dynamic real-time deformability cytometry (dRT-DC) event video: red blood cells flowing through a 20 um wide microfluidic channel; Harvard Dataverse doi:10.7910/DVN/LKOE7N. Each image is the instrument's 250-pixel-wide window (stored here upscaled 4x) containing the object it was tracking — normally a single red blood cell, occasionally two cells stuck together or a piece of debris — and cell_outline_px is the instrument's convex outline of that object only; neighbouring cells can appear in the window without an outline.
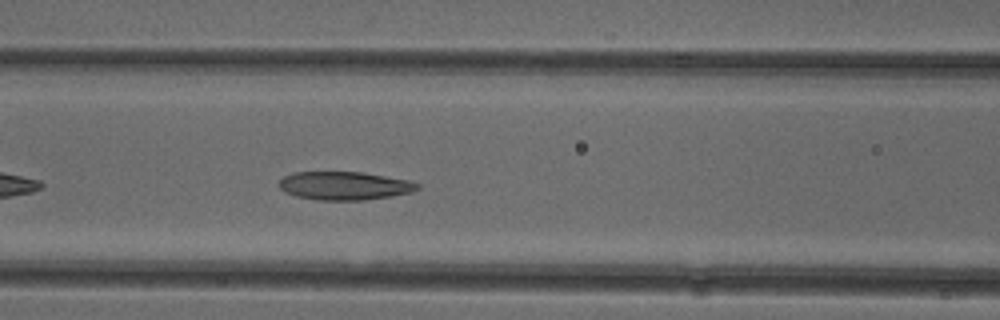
{"species": "common noctule bat (a hibernating species)", "species_latin": "Nyctalus noctula", "temperature_condition": "cold", "stored_images_in_passage": 31, "camera_frame_rate_fps": 3000, "um_per_image_px": 0.085, "animal": {"sex": "female"}, "frame": {"image": 1, "passage_image": 9, "time_ms": 2.667, "image_size_px": [1000, 320], "cell_outline_px": [[420, 188], [412, 192], [392, 196], [364, 200], [316, 200], [296, 196], [284, 192], [276, 184], [284, 176], [292, 172], [360, 172], [408, 180], [420, 184]], "centroid_in_image_um": [29.25, 15.79], "position_along_channel_um": 137.4, "area_um2": 22.95}}
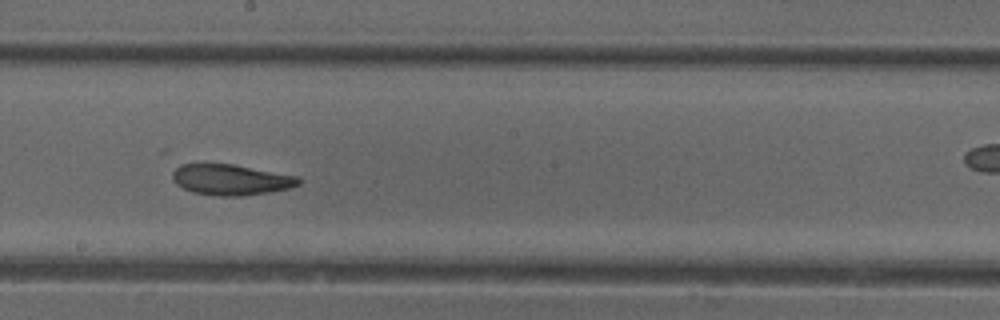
{"frame": {"image": 2, "passage_image": 16, "time_ms": 5.0, "image_size_px": [1000, 320], "cell_outline_px": [[304, 180], [300, 184], [288, 188], [268, 192], [240, 196], [216, 196], [192, 192], [176, 184], [172, 180], [172, 172], [180, 164], [232, 164], [300, 176]], "centroid_in_image_um": [19.65, 15.27], "position_along_channel_um": 228.6, "area_um2": 22.72}}
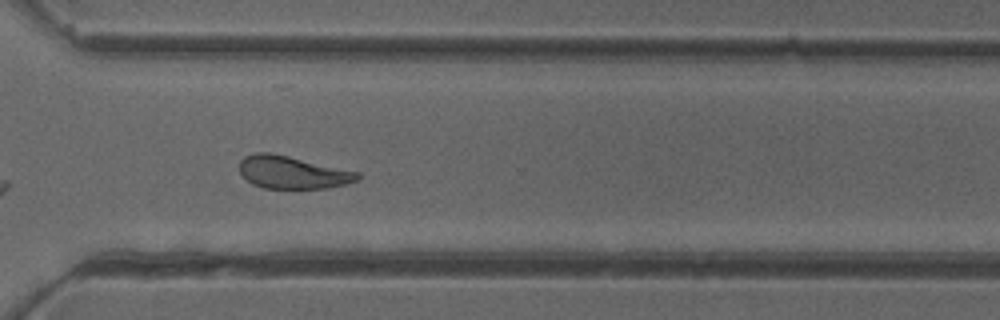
{"frame": {"image": 3, "passage_image": 25, "time_ms": 8.0, "image_size_px": [1000, 320], "cell_outline_px": [[360, 180], [348, 184], [328, 188], [264, 188], [252, 184], [240, 172], [240, 160], [244, 156], [256, 152], [272, 152], [360, 172]], "centroid_in_image_um": [24.9, 14.64], "position_along_channel_um": 345.7, "area_um2": 22.66}, "authors_computed_cell_mechanics": {"area_um2": 22.8888, "velocity_mm_per_s": 3.9213, "shape_relaxation_time_tau1_ms": 7.4448, "shape_relaxation_time_tau2_ms": 3.1209, "deformation_change_tau1": 0.1725, "deformation_change_tau2": 0.0989}}